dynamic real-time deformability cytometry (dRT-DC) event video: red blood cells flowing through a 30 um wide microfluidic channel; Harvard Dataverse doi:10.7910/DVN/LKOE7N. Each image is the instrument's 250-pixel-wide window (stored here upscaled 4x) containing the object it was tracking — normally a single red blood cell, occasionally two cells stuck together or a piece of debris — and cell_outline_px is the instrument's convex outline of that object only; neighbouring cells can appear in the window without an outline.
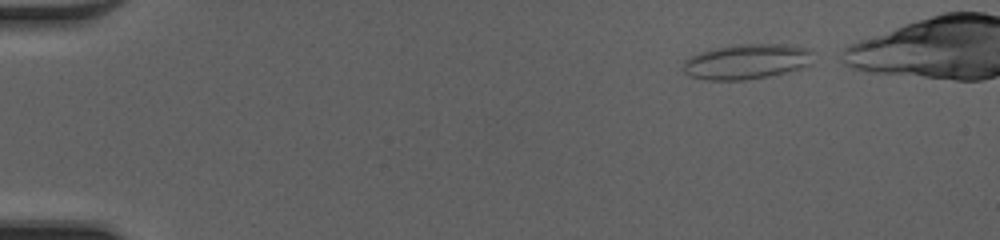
{"species": "common noctule bat (a hibernating species)", "species_latin": "Nyctalus noctula", "temperature_condition": "cold", "stored_images_in_passage": 39, "camera_frame_rate_fps": 3000, "um_per_image_px": 0.085, "animal": {"sex": "female", "body_mass_g": 20.0, "forearm_length_mm": 54.0}, "frame": {"image": 1, "passage_image": 1, "time_ms": 0.0, "image_size_px": [1000, 240], "cell_outline_px": [[812, 64], [800, 68], [784, 72], [744, 80], [704, 80], [688, 76], [684, 72], [684, 60], [688, 56], [700, 52], [716, 48], [736, 44], [792, 44], [812, 48]], "centroid_in_image_um": [63.47, 5.22], "position_along_channel_um": 21.5, "area_um2": 26.82}}
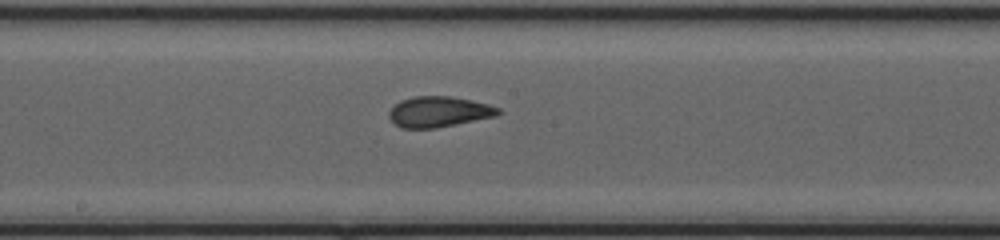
{"frame": {"image": 2, "passage_image": 22, "time_ms": 7.0, "image_size_px": [1000, 240], "cell_outline_px": [[500, 112], [496, 116], [436, 128], [400, 128], [388, 116], [388, 112], [400, 100], [412, 96], [452, 96], [472, 100], [488, 104], [500, 108]], "centroid_in_image_um": [37.29, 9.49], "position_along_channel_um": 210.9, "area_um2": 19.48}}
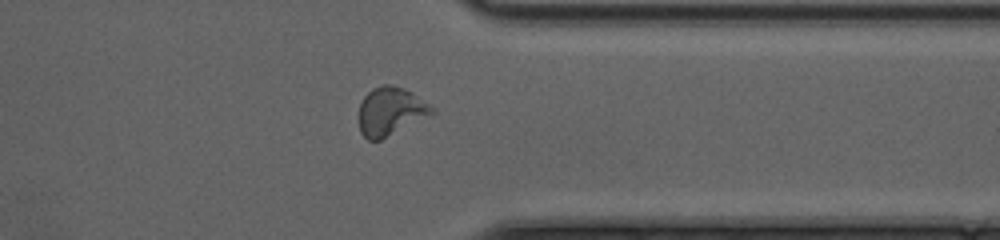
{"frame": {"image": 3, "passage_image": 34, "time_ms": 11.0, "image_size_px": [1000, 240], "cell_outline_px": [[436, 112], [380, 140], [368, 140], [360, 132], [360, 104], [364, 96], [372, 88], [384, 84], [392, 84], [404, 88], [412, 92], [436, 108]], "centroid_in_image_um": [33.21, 9.44], "position_along_channel_um": 378.2, "area_um2": 20.46}}